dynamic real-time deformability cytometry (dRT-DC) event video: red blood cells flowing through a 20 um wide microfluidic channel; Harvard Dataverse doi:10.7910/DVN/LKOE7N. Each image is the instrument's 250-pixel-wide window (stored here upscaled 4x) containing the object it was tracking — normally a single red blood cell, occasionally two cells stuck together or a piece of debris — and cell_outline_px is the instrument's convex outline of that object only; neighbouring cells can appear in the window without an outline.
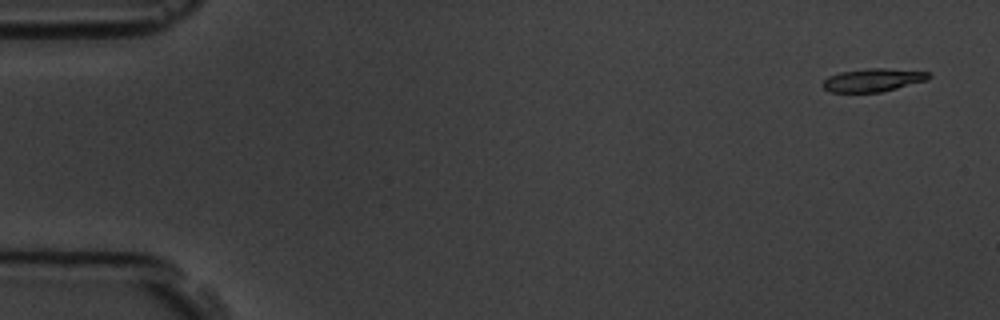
{"species": "common noctule bat (a hibernating species)", "species_latin": "Nyctalus noctula", "temperature_condition": "room temperature", "stored_images_in_passage": 4, "segment_of_instrument_passage": [2, 2], "camera_frame_rate_fps": 3000, "um_per_image_px": 0.085, "animal": {"sex": "male", "body_mass_g": 19.5, "forearm_length_mm": 54.6}, "frame": {"image": 1, "passage_image": 4, "time_ms": 4.333, "image_size_px": [1000, 320], "cell_outline_px": [[932, 76], [928, 80], [880, 92], [828, 92], [824, 88], [824, 80], [828, 76], [840, 72], [868, 68], [884, 68], [932, 72]], "centroid_in_image_um": [74.24, 6.79], "position_along_channel_um": 10.8, "area_um2": 14.28}}